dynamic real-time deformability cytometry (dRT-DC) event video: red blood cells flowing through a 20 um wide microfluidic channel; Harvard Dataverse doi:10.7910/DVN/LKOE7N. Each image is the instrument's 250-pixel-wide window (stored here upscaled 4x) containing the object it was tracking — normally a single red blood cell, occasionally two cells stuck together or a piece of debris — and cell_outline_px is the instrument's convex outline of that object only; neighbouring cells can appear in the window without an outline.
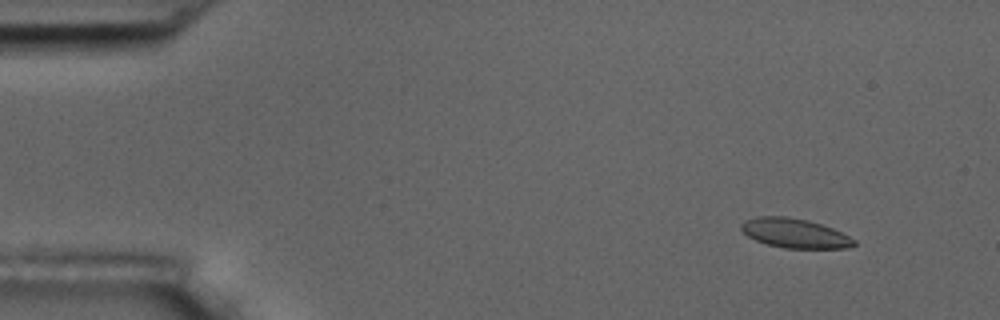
{"species": "common noctule bat (a hibernating species)", "species_latin": "Nyctalus noctula", "temperature_condition": "room temperature", "stored_images_in_passage": 5, "camera_frame_rate_fps": 3000, "um_per_image_px": 0.085, "animal": {"sex": "male", "body_mass_g": 17.5, "forearm_length_mm": 52.3}, "frame": {"image": 1, "passage_image": 2, "time_ms": 1.333, "image_size_px": [1000, 320], "cell_outline_px": [[856, 244], [848, 248], [784, 248], [768, 244], [756, 240], [748, 236], [740, 228], [740, 224], [744, 220], [756, 216], [784, 216], [808, 220], [832, 228], [856, 240]], "centroid_in_image_um": [67.53, 19.81], "position_along_channel_um": 17.5, "area_um2": 19.25}}
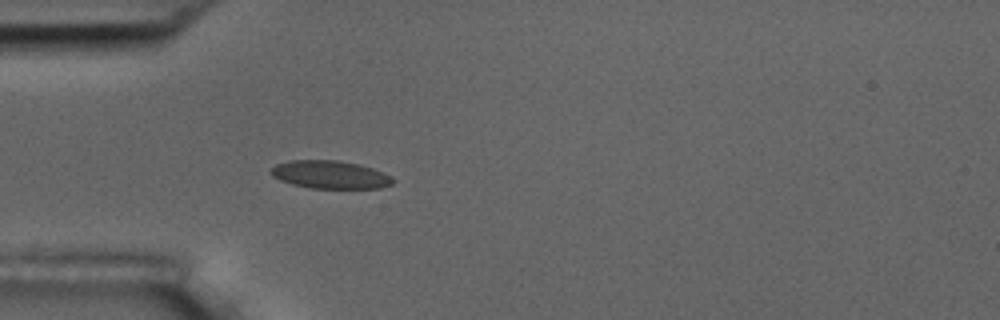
{"frame": {"image": 2, "passage_image": 5, "time_ms": 5.0, "image_size_px": [1000, 320], "cell_outline_px": [[396, 180], [392, 184], [380, 188], [308, 188], [292, 184], [280, 180], [272, 176], [268, 172], [276, 164], [288, 160], [340, 160], [360, 164], [372, 168], [392, 176]], "centroid_in_image_um": [28.06, 14.84], "position_along_channel_um": 56.9, "area_um2": 20.11}}